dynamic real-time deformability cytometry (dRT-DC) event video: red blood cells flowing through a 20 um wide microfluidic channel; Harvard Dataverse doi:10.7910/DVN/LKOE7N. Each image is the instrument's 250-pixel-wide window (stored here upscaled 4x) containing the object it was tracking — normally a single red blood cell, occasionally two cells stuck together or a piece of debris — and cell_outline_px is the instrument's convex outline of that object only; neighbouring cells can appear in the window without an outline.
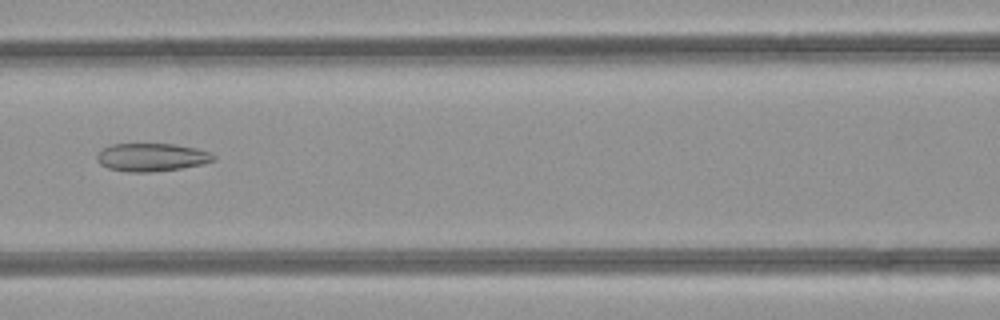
{"species": "common noctule bat (a hibernating species)", "species_latin": "Nyctalus noctula", "temperature_condition": "room temperature", "stored_images_in_passage": 31, "camera_frame_rate_fps": 3000, "um_per_image_px": 0.085, "animal": {"sex": "female", "body_mass_g": 21.9}, "frame": {"image": 1, "passage_image": 7, "time_ms": 2.0, "image_size_px": [1000, 320], "cell_outline_px": [[216, 156], [212, 160], [200, 164], [180, 168], [148, 172], [132, 172], [108, 168], [100, 164], [96, 160], [96, 156], [104, 148], [112, 144], [172, 144], [196, 148], [208, 152]], "centroid_in_image_um": [12.85, 13.36], "position_along_channel_um": 153.8, "area_um2": 18.67}}
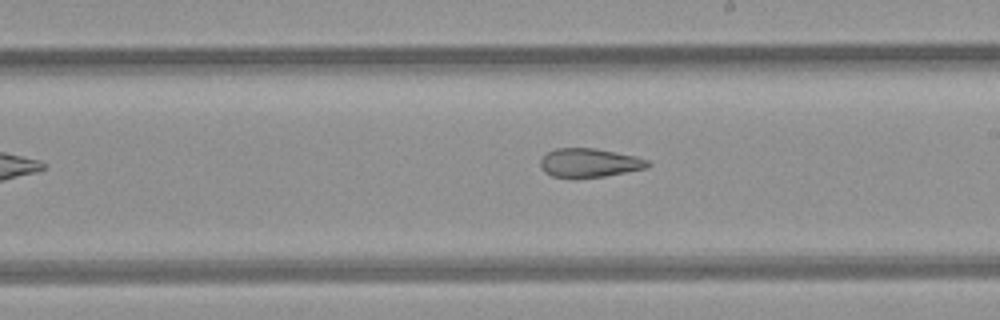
{"frame": {"image": 2, "passage_image": 13, "time_ms": 4.0, "image_size_px": [1000, 320], "cell_outline_px": [[652, 164], [648, 168], [604, 176], [576, 180], [572, 180], [552, 176], [544, 172], [540, 168], [540, 160], [548, 152], [556, 148], [596, 148], [632, 156], [648, 160]], "centroid_in_image_um": [50.05, 13.88], "position_along_channel_um": 239.0, "area_um2": 18.44}}
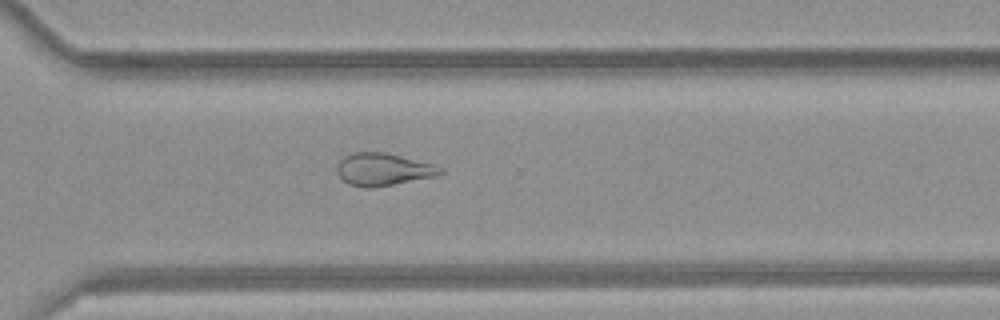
{"frame": {"image": 3, "passage_image": 20, "time_ms": 6.333, "image_size_px": [1000, 320], "cell_outline_px": [[444, 172], [436, 176], [372, 188], [364, 188], [348, 184], [336, 172], [336, 164], [344, 156], [352, 152], [388, 152], [436, 164], [444, 168]], "centroid_in_image_um": [32.59, 14.38], "position_along_channel_um": 338.0, "area_um2": 19.94}, "authors_computed_cell_mechanics": {"area_um2": 19.7676, "velocity_mm_per_s": 4.2691, "shape_relaxation_time_tau1_ms": null, "shape_relaxation_time_tau2_ms": 3.0118, "deformation_change_tau1": null, "deformation_change_tau2": 0.1156}}